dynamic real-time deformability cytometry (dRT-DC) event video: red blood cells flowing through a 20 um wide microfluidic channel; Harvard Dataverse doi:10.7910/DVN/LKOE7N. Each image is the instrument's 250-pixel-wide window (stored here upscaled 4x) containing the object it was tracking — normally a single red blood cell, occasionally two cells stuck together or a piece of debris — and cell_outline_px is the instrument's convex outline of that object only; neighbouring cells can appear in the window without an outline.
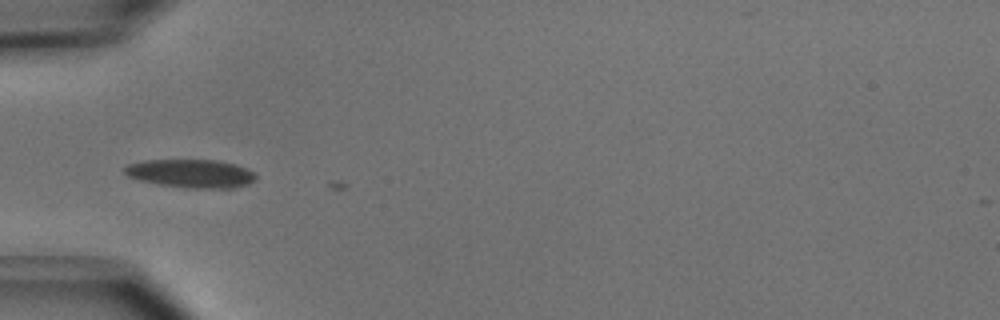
{"species": "common noctule bat (a hibernating species)", "species_latin": "Nyctalus noctula", "temperature_condition": "cold", "stored_images_in_passage": 4, "camera_frame_rate_fps": 3000, "um_per_image_px": 0.085, "animal": {"sex": "male", "body_mass_g": 15.6}, "frame": {"image": 1, "passage_image": 2, "time_ms": 0.333, "image_size_px": [1000, 320], "cell_outline_px": [[256, 180], [248, 184], [232, 188], [188, 188], [160, 184], [140, 180], [128, 176], [124, 172], [124, 168], [128, 164], [144, 160], [216, 160], [236, 164], [248, 168], [256, 172]], "centroid_in_image_um": [16.28, 14.74], "position_along_channel_um": 68.7, "area_um2": 21.79}}